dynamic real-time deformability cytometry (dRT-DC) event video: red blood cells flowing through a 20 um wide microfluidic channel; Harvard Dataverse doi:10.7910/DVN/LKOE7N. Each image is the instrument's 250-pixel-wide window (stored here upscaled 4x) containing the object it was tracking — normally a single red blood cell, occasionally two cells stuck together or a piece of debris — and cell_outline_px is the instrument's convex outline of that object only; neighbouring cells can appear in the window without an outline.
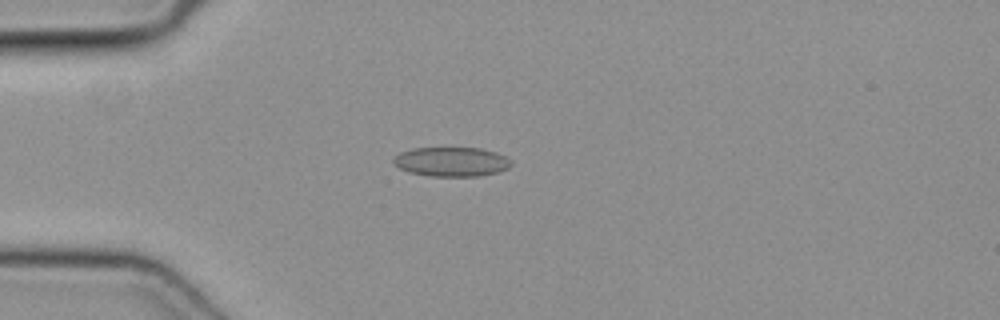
{"species": "common noctule bat (a hibernating species)", "species_latin": "Nyctalus noctula", "temperature_condition": "cold", "stored_images_in_passage": 48, "camera_frame_rate_fps": 3000, "um_per_image_px": 0.085, "animal": {"sex": "female", "body_mass_g": 19.3, "forearm_length_mm": 54.1}, "frame": {"image": 1, "passage_image": 13, "time_ms": 4.0, "image_size_px": [1000, 320], "cell_outline_px": [[512, 164], [508, 168], [496, 172], [480, 176], [432, 176], [408, 172], [400, 168], [392, 160], [400, 152], [412, 148], [480, 148], [496, 152], [512, 160]], "centroid_in_image_um": [38.39, 13.74], "position_along_channel_um": 46.6, "area_um2": 20.06}}
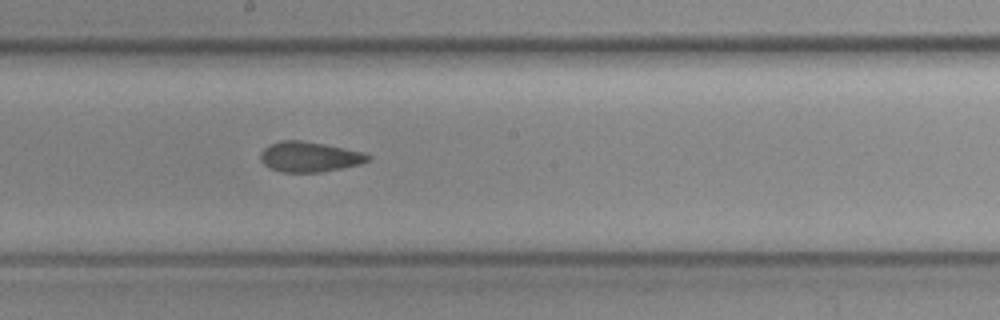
{"frame": {"image": 2, "passage_image": 27, "time_ms": 8.667, "image_size_px": [1000, 320], "cell_outline_px": [[372, 156], [368, 160], [360, 164], [320, 172], [280, 172], [268, 168], [260, 160], [260, 152], [264, 148], [280, 140], [300, 140], [324, 144], [364, 152]], "centroid_in_image_um": [26.27, 13.33], "position_along_channel_um": 221.9, "area_um2": 18.9}}
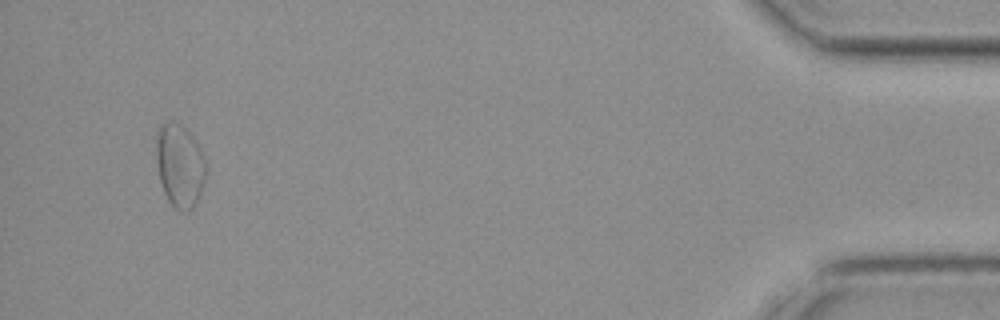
{"frame": {"image": 3, "passage_image": 47, "time_ms": 15.333, "image_size_px": [1000, 320], "cell_outline_px": [[208, 172], [200, 196], [192, 208], [188, 212], [180, 212], [168, 200], [164, 192], [160, 180], [156, 156], [156, 140], [160, 128], [164, 124], [180, 124], [192, 136], [200, 148], [204, 156], [208, 168]], "centroid_in_image_um": [15.33, 14.15], "position_along_channel_um": 419.9, "area_um2": 23.99}}